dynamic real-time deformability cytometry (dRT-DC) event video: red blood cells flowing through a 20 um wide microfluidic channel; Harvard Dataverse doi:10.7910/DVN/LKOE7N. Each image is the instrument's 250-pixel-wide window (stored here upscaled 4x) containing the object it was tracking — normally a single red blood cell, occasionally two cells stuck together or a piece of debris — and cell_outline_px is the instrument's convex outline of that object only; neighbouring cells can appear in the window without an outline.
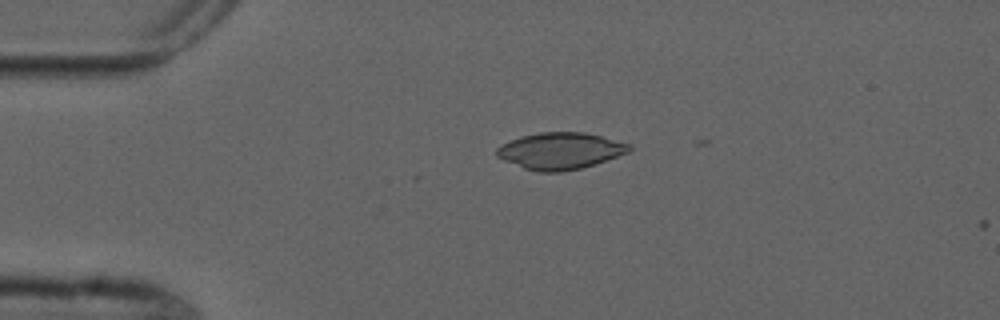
{"species": "common noctule bat (a hibernating species)", "species_latin": "Nyctalus noctula", "temperature_condition": "cold", "stored_images_in_passage": 4, "camera_frame_rate_fps": 3000, "um_per_image_px": 0.085, "animal": {"sex": "male", "forearm_length_mm": 52.5}, "frame": {"image": 1, "passage_image": 3, "time_ms": 3.0, "image_size_px": [1000, 320], "cell_outline_px": [[632, 148], [628, 152], [596, 164], [580, 168], [560, 172], [540, 172], [524, 168], [504, 160], [496, 156], [496, 148], [500, 144], [524, 136], [540, 132], [584, 132], [632, 144]], "centroid_in_image_um": [47.63, 12.82], "position_along_channel_um": 37.4, "area_um2": 28.15}}